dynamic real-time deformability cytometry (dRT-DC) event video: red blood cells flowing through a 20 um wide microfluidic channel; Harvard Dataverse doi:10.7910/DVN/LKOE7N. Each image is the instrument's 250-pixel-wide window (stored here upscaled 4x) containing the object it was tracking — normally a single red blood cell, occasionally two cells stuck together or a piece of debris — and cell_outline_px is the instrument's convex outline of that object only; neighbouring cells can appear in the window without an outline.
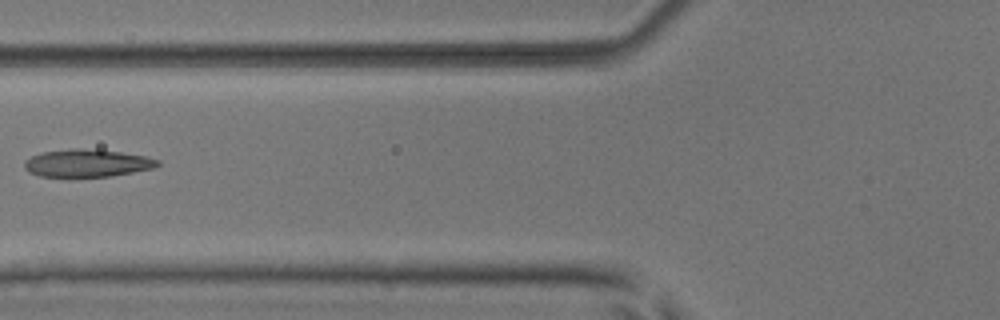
{"species": "common noctule bat (a hibernating species)", "species_latin": "Nyctalus noctula", "temperature_condition": "room temperature", "stored_images_in_passage": 8, "camera_frame_rate_fps": 3000, "um_per_image_px": 0.085, "animal": {"sex": "male", "body_mass_g": 17.9, "forearm_length_mm": 54.2}, "frame": {"image": 1, "passage_image": 6, "time_ms": 1.667, "image_size_px": [1000, 320], "cell_outline_px": [[160, 164], [152, 168], [112, 176], [68, 180], [40, 176], [28, 172], [24, 168], [24, 160], [40, 152], [72, 148], [80, 148], [120, 152], [144, 156], [160, 160]], "centroid_in_image_um": [7.31, 13.91], "position_along_channel_um": 118.5, "area_um2": 22.31}}
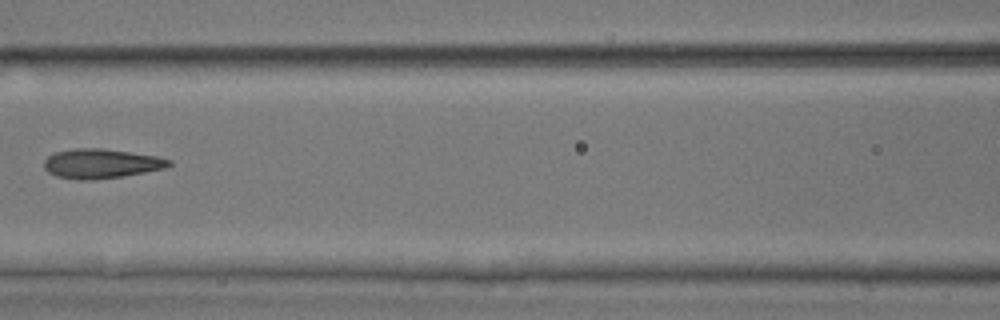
{"frame": {"image": 2, "passage_image": 7, "time_ms": 2.0, "image_size_px": [1000, 320], "cell_outline_px": [[172, 164], [164, 168], [144, 172], [120, 176], [92, 180], [80, 180], [56, 176], [48, 172], [44, 168], [44, 160], [48, 156], [56, 152], [76, 148], [100, 148], [156, 156], [172, 160]], "centroid_in_image_um": [8.57, 13.9], "position_along_channel_um": 158.0, "area_um2": 21.21}}
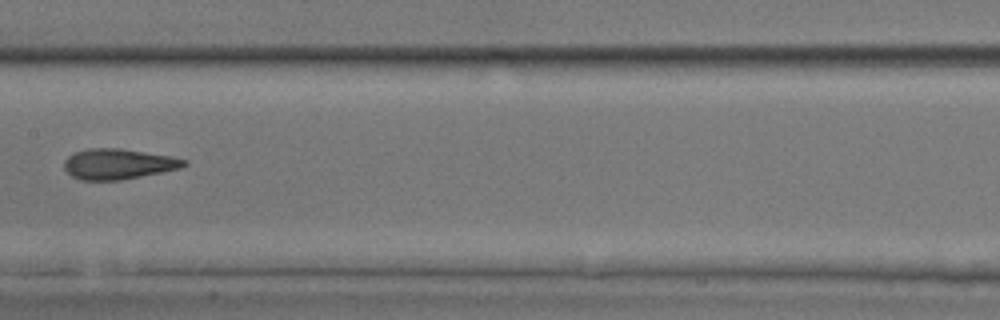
{"frame": {"image": 3, "passage_image": 8, "time_ms": 2.333, "image_size_px": [1000, 320], "cell_outline_px": [[188, 164], [180, 168], [120, 180], [80, 180], [72, 176], [64, 168], [64, 160], [72, 152], [88, 148], [120, 148], [172, 156], [188, 160]], "centroid_in_image_um": [10.03, 13.92], "position_along_channel_um": 197.4, "area_um2": 21.33}}